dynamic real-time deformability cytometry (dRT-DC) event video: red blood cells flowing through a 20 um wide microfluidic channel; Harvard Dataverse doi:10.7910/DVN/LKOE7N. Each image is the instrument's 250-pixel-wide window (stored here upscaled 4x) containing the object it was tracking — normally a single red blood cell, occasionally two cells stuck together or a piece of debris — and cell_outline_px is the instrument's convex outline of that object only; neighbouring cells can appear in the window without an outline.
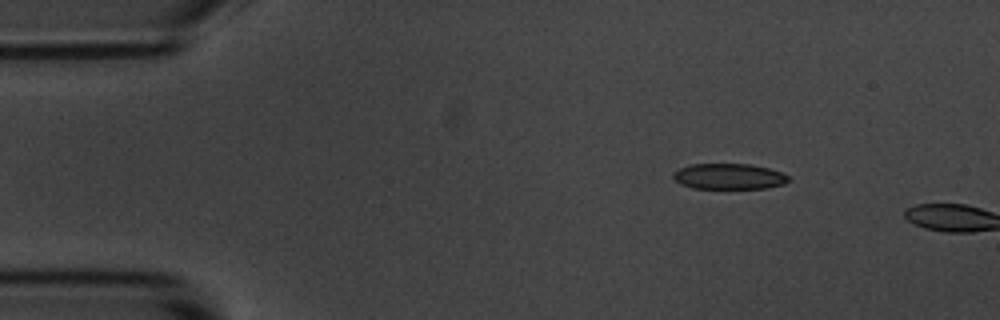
{"species": "common noctule bat (a hibernating species)", "species_latin": "Nyctalus noctula", "temperature_condition": "room temperature", "stored_images_in_passage": 2, "camera_frame_rate_fps": 3000, "um_per_image_px": 0.085, "animal": {"sex": "male", "body_mass_g": 20.1, "forearm_length_mm": 53.5}, "frame": {"image": 1, "passage_image": 1, "time_ms": 0.0, "image_size_px": [1000, 320], "cell_outline_px": [[788, 180], [784, 184], [764, 188], [692, 188], [680, 184], [672, 176], [672, 172], [688, 164], [748, 164], [768, 168], [780, 172], [788, 176]], "centroid_in_image_um": [61.9, 14.99], "position_along_channel_um": 23.1, "area_um2": 17.17}}